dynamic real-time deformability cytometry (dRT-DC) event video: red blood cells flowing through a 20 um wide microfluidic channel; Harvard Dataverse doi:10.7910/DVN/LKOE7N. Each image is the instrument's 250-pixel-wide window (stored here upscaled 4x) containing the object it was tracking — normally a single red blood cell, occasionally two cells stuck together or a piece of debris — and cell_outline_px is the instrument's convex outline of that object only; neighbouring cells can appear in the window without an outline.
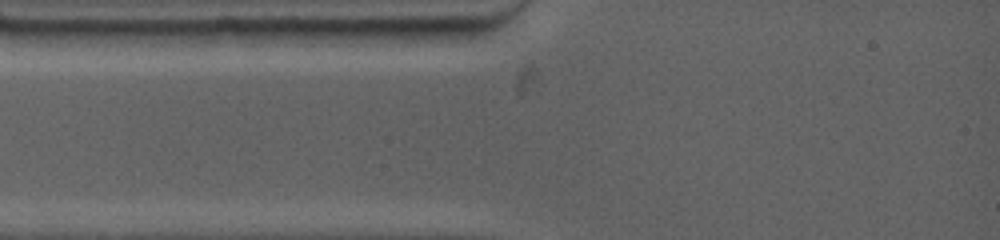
{"species": "common noctule bat (a hibernating species)", "species_latin": "Nyctalus noctula", "temperature_condition": "warm", "stored_images_in_passage": 1, "camera_frame_rate_fps": 4500, "um_per_image_px": 0.085, "animal": {"sex": "female", "body_mass_g": 19.0, "forearm_length_mm": 53.3}, "frame": {"image": 1, "passage_image": 1, "time_ms": 0.0, "image_size_px": [1000, 240], "cell_outline_px": [[344, 32], [332, 44], [308, 48], [200, 48], [192, 32], [216, 28], [344, 28]], "centroid_in_image_um": [22.68, 3.2], "position_along_channel_um": 62.3, "area_um2": 19.94}}